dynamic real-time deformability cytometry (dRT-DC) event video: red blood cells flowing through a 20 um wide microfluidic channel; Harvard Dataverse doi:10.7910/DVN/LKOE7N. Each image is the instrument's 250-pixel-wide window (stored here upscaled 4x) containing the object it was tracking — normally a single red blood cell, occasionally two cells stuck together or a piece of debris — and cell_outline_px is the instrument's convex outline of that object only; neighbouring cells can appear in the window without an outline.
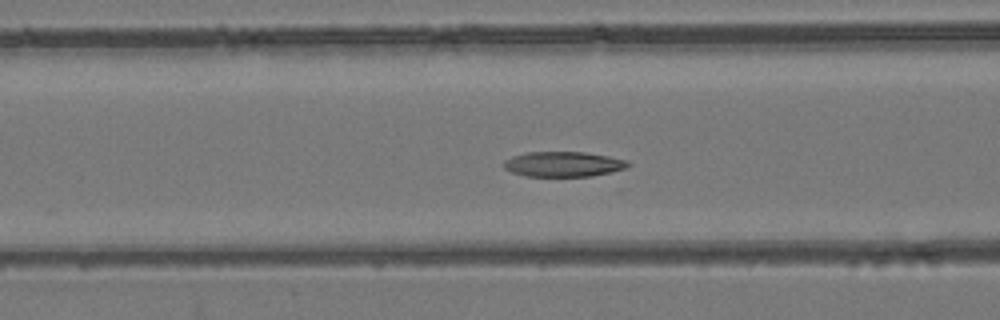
{"species": "common noctule bat (a hibernating species)", "species_latin": "Nyctalus noctula", "temperature_condition": "room temperature", "stored_images_in_passage": 41, "camera_frame_rate_fps": 3000, "um_per_image_px": 0.085, "animal": {"sex": "female", "body_mass_g": 24.6, "forearm_length_mm": 56.2}, "frame": {"image": 1, "passage_image": 8, "time_ms": 2.333, "image_size_px": [1000, 320], "cell_outline_px": [[632, 164], [628, 168], [612, 172], [592, 176], [528, 176], [512, 172], [504, 168], [500, 164], [504, 160], [512, 156], [524, 152], [584, 152], [608, 156], [628, 160]], "centroid_in_image_um": [47.89, 13.95], "position_along_channel_um": 118.7, "area_um2": 18.44}}
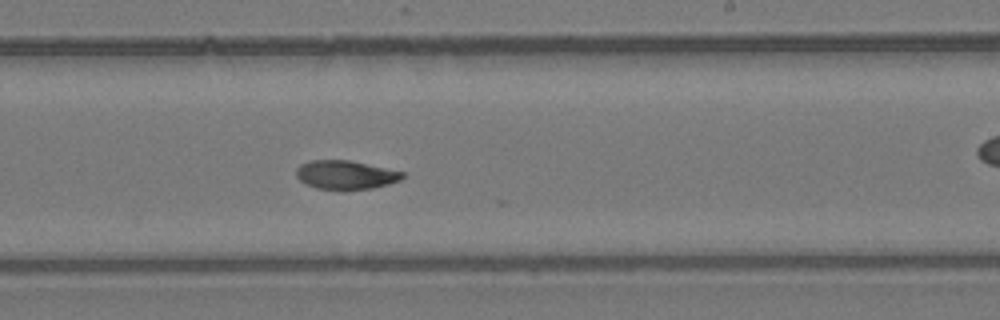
{"frame": {"image": 2, "passage_image": 19, "time_ms": 6.0, "image_size_px": [1000, 320], "cell_outline_px": [[404, 176], [400, 180], [388, 184], [372, 188], [344, 192], [340, 192], [316, 188], [304, 184], [296, 176], [296, 168], [300, 164], [312, 160], [348, 160], [404, 172]], "centroid_in_image_um": [29.33, 14.9], "position_along_channel_um": 259.7, "area_um2": 18.26}}
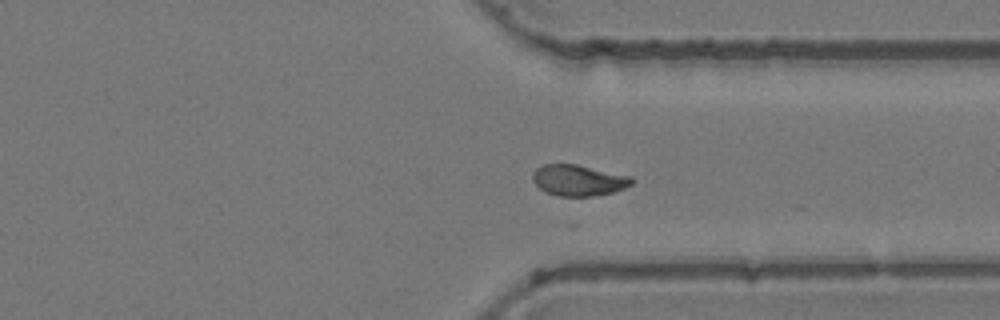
{"frame": {"image": 3, "passage_image": 27, "time_ms": 8.667, "image_size_px": [1000, 320], "cell_outline_px": [[632, 184], [624, 188], [612, 192], [592, 196], [556, 196], [544, 192], [532, 180], [532, 172], [536, 168], [544, 164], [576, 164], [632, 176]], "centroid_in_image_um": [49.14, 15.32], "position_along_channel_um": 362.3, "area_um2": 17.98}, "authors_computed_cell_mechanics": {"area_um2": 18.0336, "velocity_mm_per_s": 3.8467, "shape_relaxation_time_tau1_ms": null, "shape_relaxation_time_tau2_ms": 5.797, "deformation_change_tau1": null, "deformation_change_tau2": 0.0829}}